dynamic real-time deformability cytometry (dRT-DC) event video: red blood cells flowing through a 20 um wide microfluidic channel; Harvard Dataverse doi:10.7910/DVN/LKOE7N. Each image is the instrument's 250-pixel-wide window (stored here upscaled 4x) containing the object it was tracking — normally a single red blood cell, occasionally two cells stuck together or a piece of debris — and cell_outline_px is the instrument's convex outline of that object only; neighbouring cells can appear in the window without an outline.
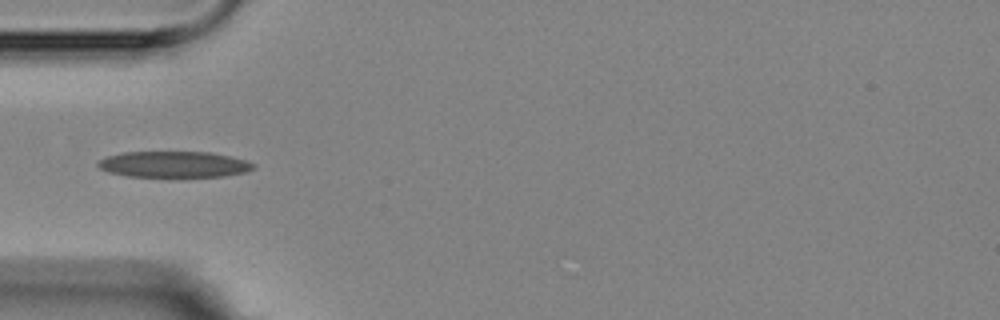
{"species": "Egyptian fruit bat (a non-hibernating species)", "species_latin": "Rousettus aegyptiacus", "temperature_condition": "room temperature", "stored_images_in_passage": 1, "camera_frame_rate_fps": 3000, "um_per_image_px": 0.085, "animal": {"sex": "female"}, "frame": {"image": 1, "passage_image": 1, "time_ms": 0.0, "image_size_px": [1000, 320], "cell_outline_px": [[256, 168], [244, 172], [224, 176], [180, 180], [168, 180], [124, 176], [108, 172], [100, 168], [96, 164], [100, 160], [108, 156], [124, 152], [208, 152], [232, 156], [248, 160], [256, 164]], "centroid_in_image_um": [14.82, 14.03], "position_along_channel_um": 70.2, "area_um2": 25.2}}